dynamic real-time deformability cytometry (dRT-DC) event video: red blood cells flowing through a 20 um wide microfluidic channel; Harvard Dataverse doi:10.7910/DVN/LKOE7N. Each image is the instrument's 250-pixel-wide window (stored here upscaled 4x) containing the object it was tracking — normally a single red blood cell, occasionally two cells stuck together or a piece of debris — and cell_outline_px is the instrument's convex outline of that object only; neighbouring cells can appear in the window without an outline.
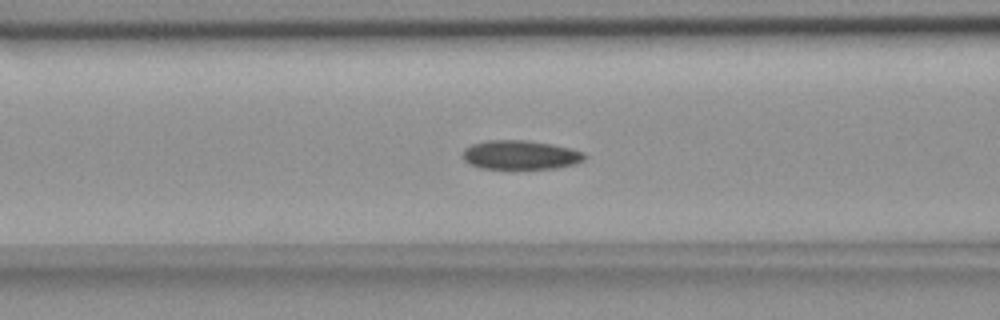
{"species": "common noctule bat (a hibernating species)", "species_latin": "Nyctalus noctula", "temperature_condition": "room temperature", "stored_images_in_passage": 55, "camera_frame_rate_fps": 3000, "um_per_image_px": 0.085, "animal": {"sex": "female", "body_mass_g": 18.4}, "frame": {"image": 1, "passage_image": 21, "time_ms": 6.667, "image_size_px": [1000, 320], "cell_outline_px": [[588, 156], [584, 160], [576, 164], [556, 168], [512, 172], [480, 168], [464, 160], [464, 148], [472, 144], [488, 140], [528, 140], [552, 144], [572, 148], [584, 152]], "centroid_in_image_um": [44.28, 13.22], "position_along_channel_um": 122.3, "area_um2": 21.73}}
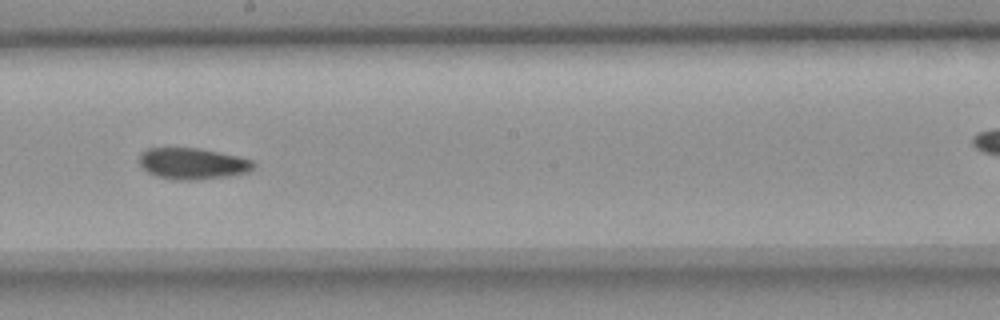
{"frame": {"image": 2, "passage_image": 30, "time_ms": 9.667, "image_size_px": [1000, 320], "cell_outline_px": [[256, 164], [248, 172], [228, 176], [196, 180], [172, 180], [156, 176], [140, 168], [140, 152], [148, 148], [200, 148], [240, 156], [252, 160]], "centroid_in_image_um": [16.36, 13.9], "position_along_channel_um": 231.8, "area_um2": 21.1}}
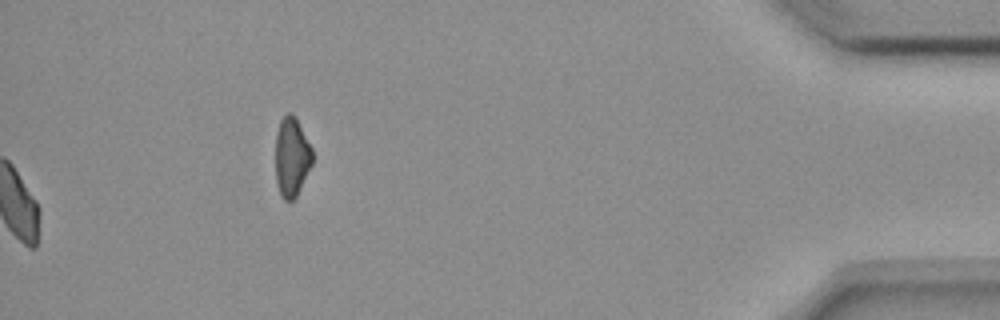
{"frame": {"image": 3, "passage_image": 55, "time_ms": 18.0, "image_size_px": [1000, 320], "cell_outline_px": [[312, 164], [296, 196], [292, 200], [284, 200], [280, 196], [276, 184], [276, 132], [280, 120], [288, 112], [292, 112], [312, 148]], "centroid_in_image_um": [24.77, 13.35], "position_along_channel_um": 410.4, "area_um2": 16.94}, "authors_computed_cell_mechanics": {"area_um2": 20.9814, "velocity_mm_per_s": 3.6639, "shape_relaxation_time_tau1_ms": null, "shape_relaxation_time_tau2_ms": 4.5229, "deformation_change_tau1": null, "deformation_change_tau2": 0.0922}}